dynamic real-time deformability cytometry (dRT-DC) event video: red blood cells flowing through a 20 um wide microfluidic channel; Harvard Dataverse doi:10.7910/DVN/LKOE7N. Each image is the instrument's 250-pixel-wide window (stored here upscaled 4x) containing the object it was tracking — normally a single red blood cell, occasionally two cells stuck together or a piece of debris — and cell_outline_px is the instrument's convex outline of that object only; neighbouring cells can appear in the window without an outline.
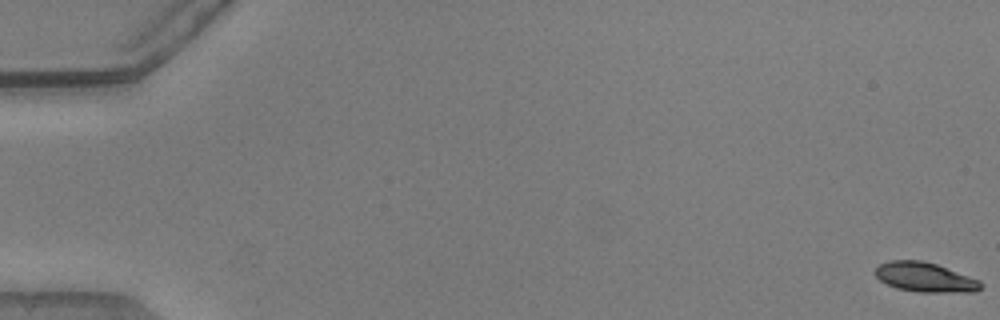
{"species": "common noctule bat (a hibernating species)", "species_latin": "Nyctalus noctula", "temperature_condition": "warm", "stored_images_in_passage": 54, "camera_frame_rate_fps": 3000, "um_per_image_px": 0.085, "animal": {"sex": "male", "body_mass_g": 20.5, "forearm_length_mm": 52.5}, "frame": {"image": 1, "passage_image": 1, "time_ms": 0.0, "image_size_px": [1000, 320], "cell_outline_px": [[984, 284], [976, 292], [916, 292], [896, 288], [880, 280], [876, 276], [876, 268], [880, 264], [888, 260], [920, 260], [936, 264], [980, 280]], "centroid_in_image_um": [78.64, 23.57], "position_along_channel_um": 6.4, "area_um2": 18.15}}
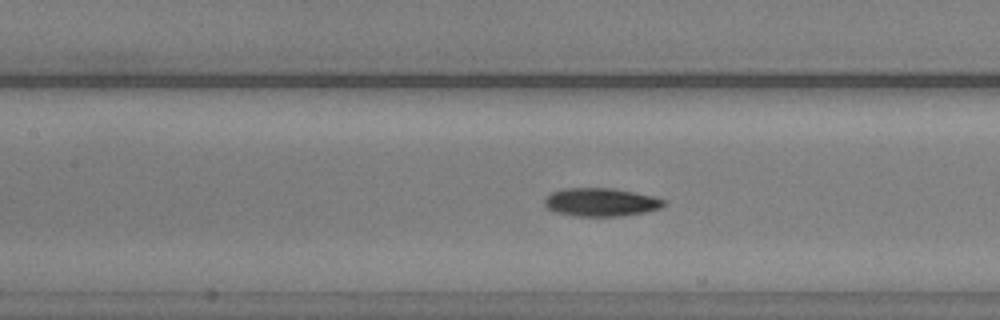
{"frame": {"image": 2, "passage_image": 26, "time_ms": 8.333, "image_size_px": [1000, 320], "cell_outline_px": [[664, 204], [660, 208], [644, 212], [616, 216], [576, 216], [556, 212], [548, 208], [544, 204], [544, 200], [552, 192], [564, 188], [612, 188], [652, 196], [664, 200]], "centroid_in_image_um": [51.04, 17.18], "position_along_channel_um": 156.4, "area_um2": 19.31}}
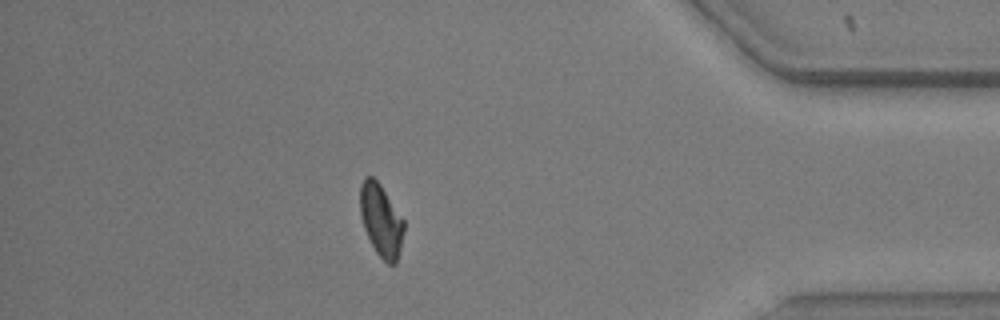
{"frame": {"image": 3, "passage_image": 48, "time_ms": 15.667, "image_size_px": [1000, 320], "cell_outline_px": [[404, 228], [400, 248], [396, 264], [388, 264], [376, 252], [364, 228], [360, 216], [360, 184], [364, 176], [372, 176], [380, 184], [404, 220]], "centroid_in_image_um": [32.37, 18.7], "position_along_channel_um": 402.8, "area_um2": 18.32}, "authors_computed_cell_mechanics": {"area_um2": 18.7272, "velocity_mm_per_s": 3.8521, "shape_relaxation_time_tau1_ms": 3.5239, "shape_relaxation_time_tau2_ms": 3.5576, "deformation_change_tau1": 0.1163, "deformation_change_tau2": 0.0999}}